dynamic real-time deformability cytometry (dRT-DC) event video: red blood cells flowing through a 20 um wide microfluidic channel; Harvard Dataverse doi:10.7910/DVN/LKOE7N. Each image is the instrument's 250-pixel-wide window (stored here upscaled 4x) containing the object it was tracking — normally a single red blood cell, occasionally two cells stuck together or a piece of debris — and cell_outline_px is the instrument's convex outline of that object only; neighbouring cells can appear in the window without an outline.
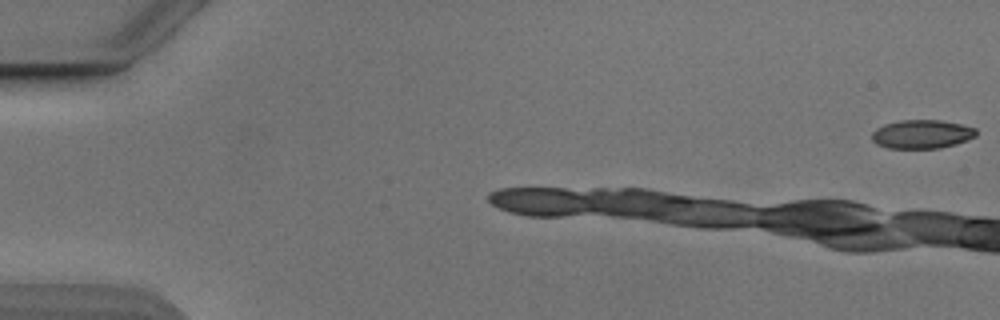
{"species": "Egyptian fruit bat (a non-hibernating species)", "species_latin": "Rousettus aegyptiacus", "temperature_condition": "cold", "stored_images_in_passage": 7, "camera_frame_rate_fps": 3000, "um_per_image_px": 0.085, "animal": {"sex": "male"}, "frame": {"image": 1, "passage_image": 1, "time_ms": 0.0, "image_size_px": [1000, 320], "cell_outline_px": [[976, 136], [956, 144], [940, 148], [888, 148], [876, 144], [872, 140], [872, 132], [876, 128], [884, 124], [900, 120], [940, 120], [960, 124], [976, 128]], "centroid_in_image_um": [78.34, 11.4], "position_along_channel_um": 6.7, "area_um2": 17.46}}